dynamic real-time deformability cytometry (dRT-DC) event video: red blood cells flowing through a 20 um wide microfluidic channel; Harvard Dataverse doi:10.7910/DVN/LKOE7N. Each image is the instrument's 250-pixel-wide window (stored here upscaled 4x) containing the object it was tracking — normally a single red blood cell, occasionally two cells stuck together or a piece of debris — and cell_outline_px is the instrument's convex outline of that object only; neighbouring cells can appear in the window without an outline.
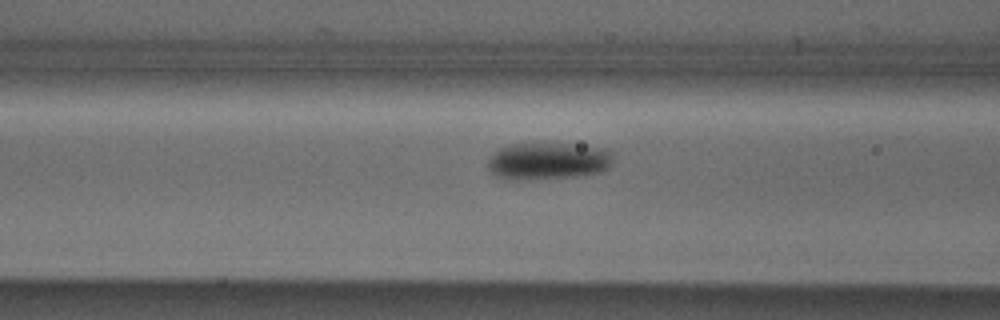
{"species": "Egyptian fruit bat (a non-hibernating species)", "species_latin": "Rousettus aegyptiacus", "temperature_condition": "cold", "stored_images_in_passage": 13, "camera_frame_rate_fps": 3000, "um_per_image_px": 0.085, "animal": {"sex": "male"}, "frame": {"image": 1, "passage_image": 11, "time_ms": 3.333, "image_size_px": [1000, 320], "cell_outline_px": [[612, 164], [608, 168], [600, 172], [576, 176], [496, 176], [488, 168], [488, 160], [500, 148], [508, 144], [536, 140], [572, 144], [604, 148], [612, 152]], "centroid_in_image_um": [46.65, 13.57], "position_along_channel_um": 120.0, "area_um2": 26.59}}